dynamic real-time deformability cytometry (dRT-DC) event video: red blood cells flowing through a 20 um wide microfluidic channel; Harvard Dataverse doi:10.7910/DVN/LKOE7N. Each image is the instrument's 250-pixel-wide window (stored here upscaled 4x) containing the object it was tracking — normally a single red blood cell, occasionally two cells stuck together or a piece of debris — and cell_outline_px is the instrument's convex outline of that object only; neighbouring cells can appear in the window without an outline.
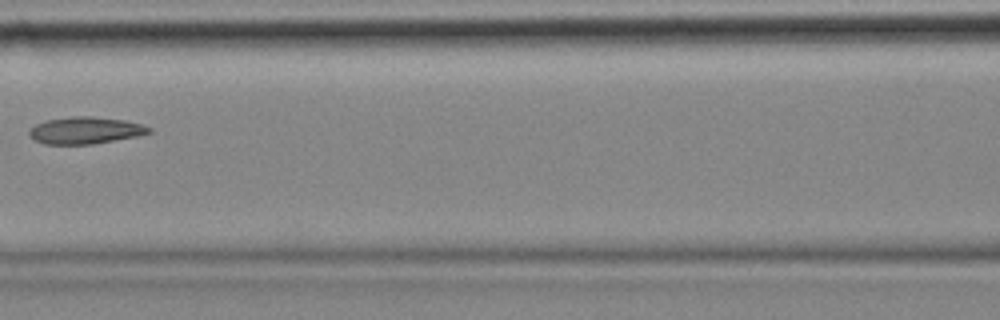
{"species": "common noctule bat (a hibernating species)", "species_latin": "Nyctalus noctula", "temperature_condition": "cold", "stored_images_in_passage": 8, "camera_frame_rate_fps": 3000, "um_per_image_px": 0.085, "animal": {"sex": "female", "body_mass_g": 18.4}, "frame": {"image": 1, "passage_image": 7, "time_ms": 2.0, "image_size_px": [1000, 320], "cell_outline_px": [[152, 132], [140, 136], [92, 144], [44, 144], [36, 140], [28, 132], [36, 124], [44, 120], [72, 116], [92, 116], [124, 120], [140, 124], [152, 128]], "centroid_in_image_um": [7.29, 11.08], "position_along_channel_um": 159.3, "area_um2": 18.79}}